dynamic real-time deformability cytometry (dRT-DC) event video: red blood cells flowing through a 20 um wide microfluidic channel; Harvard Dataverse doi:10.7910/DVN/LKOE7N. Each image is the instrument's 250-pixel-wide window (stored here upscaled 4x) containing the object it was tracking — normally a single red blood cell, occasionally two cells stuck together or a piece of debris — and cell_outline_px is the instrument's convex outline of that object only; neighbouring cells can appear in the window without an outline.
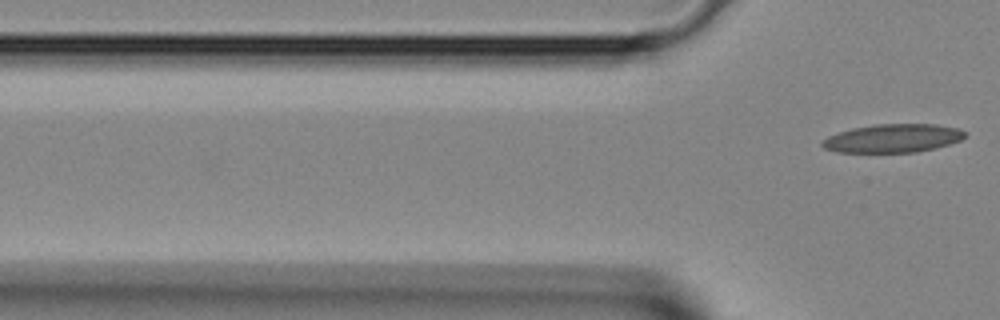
{"species": "Egyptian fruit bat (a non-hibernating species)", "species_latin": "Rousettus aegyptiacus", "temperature_condition": "room temperature", "stored_images_in_passage": 4, "segment_of_instrument_passage": [2, 2], "camera_frame_rate_fps": 3000, "um_per_image_px": 0.085, "animal": {"sex": "female"}, "frame": {"image": 1, "passage_image": 4, "time_ms": 1.0, "image_size_px": [1000, 320], "cell_outline_px": [[968, 136], [960, 140], [936, 148], [916, 152], [836, 152], [824, 148], [820, 144], [828, 136], [852, 128], [876, 124], [932, 124], [956, 128], [964, 132]], "centroid_in_image_um": [75.89, 11.76], "position_along_channel_um": 49.9, "area_um2": 23.47}}